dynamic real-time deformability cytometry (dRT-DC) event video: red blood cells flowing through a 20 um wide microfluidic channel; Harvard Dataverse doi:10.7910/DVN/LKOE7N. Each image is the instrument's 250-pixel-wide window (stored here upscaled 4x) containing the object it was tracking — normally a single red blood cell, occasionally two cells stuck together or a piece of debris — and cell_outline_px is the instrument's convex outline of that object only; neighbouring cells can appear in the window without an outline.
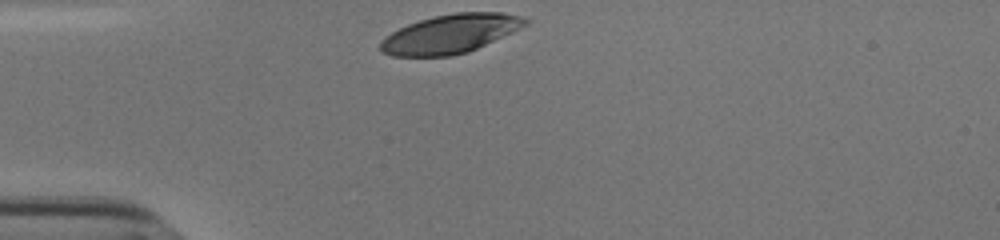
{"species": "human", "species_latin": "Homo sapiens", "temperature_condition": "cold", "stored_images_in_passage": 29, "camera_frame_rate_fps": 3000, "um_per_image_px": 0.085, "donor": {"sex": "male"}, "frame": {"image": 1, "passage_image": 1, "time_ms": 0.0, "image_size_px": [1000, 240], "cell_outline_px": [[532, 20], [528, 24], [512, 32], [468, 52], [452, 56], [392, 56], [380, 52], [380, 40], [384, 36], [408, 24], [432, 16], [456, 12], [500, 12], [520, 16]], "centroid_in_image_um": [38.26, 2.87], "position_along_channel_um": 46.7, "area_um2": 32.83}}
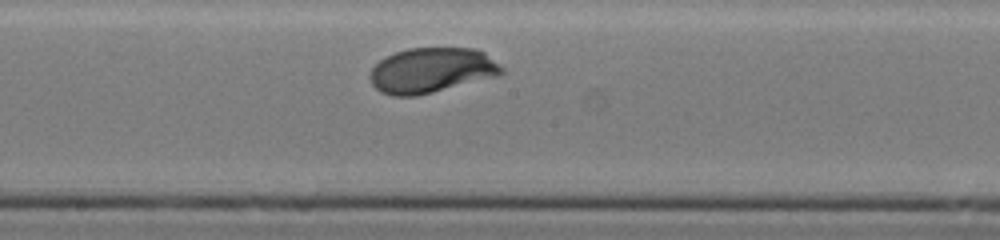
{"frame": {"image": 2, "passage_image": 16, "time_ms": 5.0, "image_size_px": [1000, 240], "cell_outline_px": [[504, 72], [496, 76], [416, 96], [392, 96], [380, 92], [372, 84], [368, 76], [372, 68], [380, 60], [396, 52], [408, 48], [476, 48], [484, 52], [500, 64], [504, 68]], "centroid_in_image_um": [36.67, 5.97], "position_along_channel_um": 211.5, "area_um2": 34.51}}
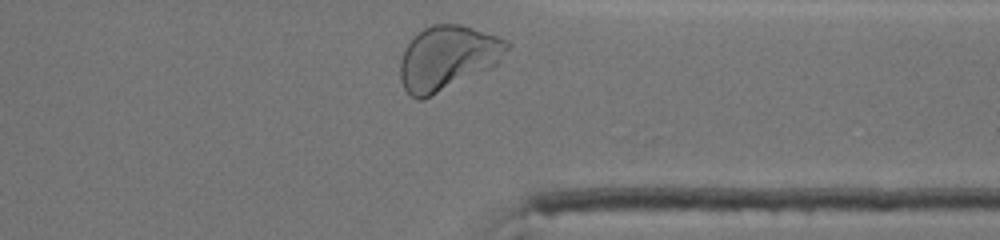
{"frame": {"image": 3, "passage_image": 29, "time_ms": 9.333, "image_size_px": [1000, 240], "cell_outline_px": [[512, 44], [496, 64], [492, 68], [424, 100], [416, 100], [404, 88], [400, 80], [400, 60], [404, 48], [424, 28], [432, 24], [460, 24], [508, 40]], "centroid_in_image_um": [38.04, 4.94], "position_along_channel_um": 373.4, "area_um2": 40.06}, "authors_computed_cell_mechanics": {"area_um2": 34.7378, "velocity_mm_per_s": 3.7601, "shape_relaxation_time_tau1_ms": 1.6976, "shape_relaxation_time_tau2_ms": null, "deformation_change_tau1": 0.1353, "deformation_change_tau2": null}}